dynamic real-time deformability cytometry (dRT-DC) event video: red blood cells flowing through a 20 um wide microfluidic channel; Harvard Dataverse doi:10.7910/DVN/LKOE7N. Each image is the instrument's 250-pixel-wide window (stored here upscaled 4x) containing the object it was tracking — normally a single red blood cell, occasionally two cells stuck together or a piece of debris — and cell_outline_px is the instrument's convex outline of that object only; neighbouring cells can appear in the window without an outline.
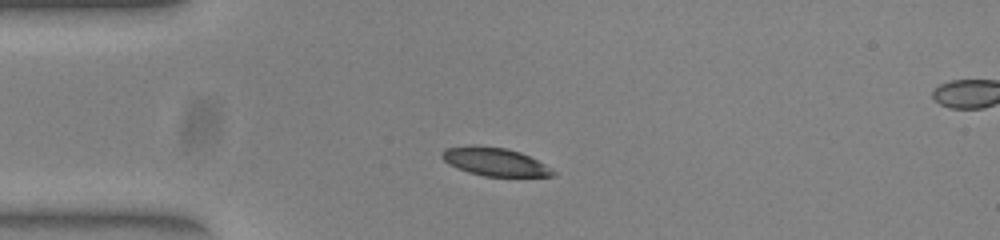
{"species": "common noctule bat (a hibernating species)", "species_latin": "Nyctalus noctula", "temperature_condition": "warm", "stored_images_in_passage": 41, "segment_of_instrument_passage": [1, 2], "camera_frame_rate_fps": 3000, "um_per_image_px": 0.085, "animal": {"sex": "female", "body_mass_g": 23.0, "forearm_length_mm": 53.4}, "frame": {"image": 1, "passage_image": 1, "time_ms": 0.0, "image_size_px": [1000, 240], "cell_outline_px": [[556, 176], [484, 176], [468, 172], [448, 164], [440, 156], [440, 152], [444, 148], [508, 148], [520, 152], [552, 168], [556, 172]], "centroid_in_image_um": [42.1, 13.79], "position_along_channel_um": 42.9, "area_um2": 17.51}}
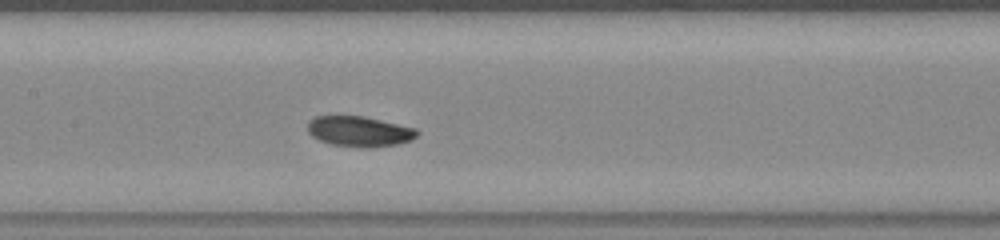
{"frame": {"image": 2, "passage_image": 13, "time_ms": 4.0, "image_size_px": [1000, 240], "cell_outline_px": [[420, 132], [412, 140], [396, 144], [372, 148], [364, 148], [332, 144], [320, 140], [312, 136], [308, 132], [308, 120], [316, 116], [364, 116], [416, 128]], "centroid_in_image_um": [30.56, 11.17], "position_along_channel_um": 176.8, "area_um2": 19.42}}
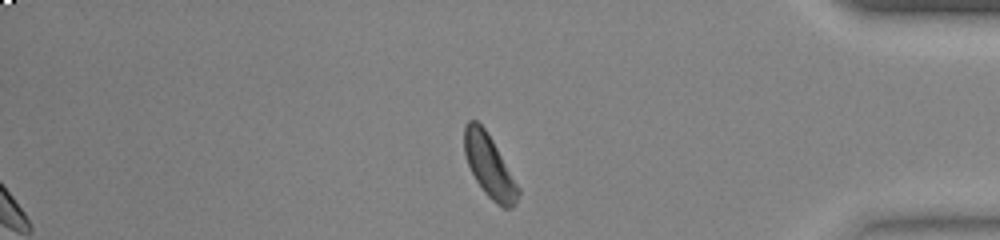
{"frame": {"image": 3, "passage_image": 32, "time_ms": 10.333, "image_size_px": [1000, 240], "cell_outline_px": [[520, 192], [512, 208], [504, 208], [496, 204], [484, 192], [476, 180], [468, 164], [464, 152], [464, 128], [468, 120], [476, 120], [484, 128], [492, 140], [520, 188]], "centroid_in_image_um": [41.59, 14.12], "position_along_channel_um": 393.6, "area_um2": 19.31}}